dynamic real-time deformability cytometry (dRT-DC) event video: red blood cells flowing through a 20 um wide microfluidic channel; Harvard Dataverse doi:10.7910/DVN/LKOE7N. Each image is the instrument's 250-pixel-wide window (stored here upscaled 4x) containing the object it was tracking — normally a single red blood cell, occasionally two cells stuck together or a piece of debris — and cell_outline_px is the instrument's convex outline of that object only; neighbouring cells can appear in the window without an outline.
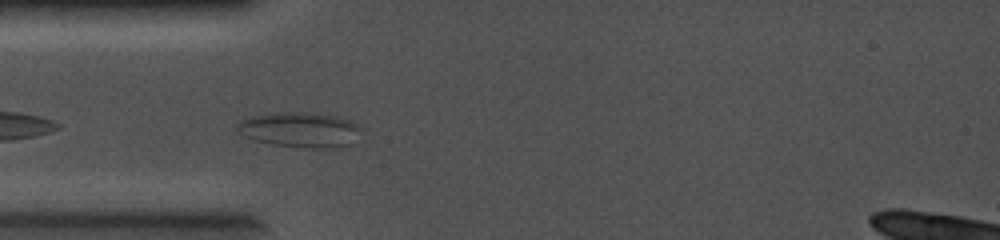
{"species": "common noctule bat (a hibernating species)", "species_latin": "Nyctalus noctula", "temperature_condition": "cold", "stored_images_in_passage": 7, "camera_frame_rate_fps": 5000, "um_per_image_px": 0.085, "animal": {"sex": "female", "body_mass_g": 19.0, "forearm_length_mm": 56.7}, "frame": {"image": 1, "passage_image": 3, "time_ms": 0.4, "image_size_px": [1000, 240], "cell_outline_px": [[364, 128], [352, 144], [336, 148], [308, 148], [272, 144], [256, 140], [244, 136], [236, 132], [232, 128], [240, 120], [252, 116], [276, 112], [316, 112], [336, 116], [352, 120], [360, 124]], "centroid_in_image_um": [25.53, 11.02], "position_along_channel_um": 59.5, "area_um2": 26.13}}